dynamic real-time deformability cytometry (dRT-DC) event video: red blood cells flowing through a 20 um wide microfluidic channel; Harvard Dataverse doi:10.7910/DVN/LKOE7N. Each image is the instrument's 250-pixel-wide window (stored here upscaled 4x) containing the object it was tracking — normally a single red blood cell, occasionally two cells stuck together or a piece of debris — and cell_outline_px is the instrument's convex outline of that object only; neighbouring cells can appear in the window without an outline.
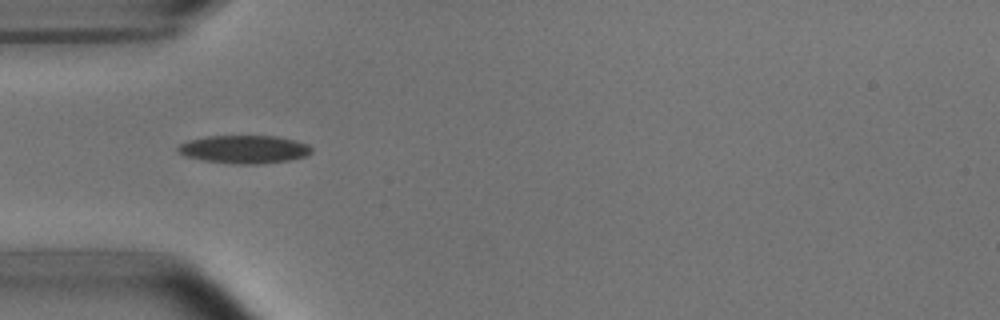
{"species": "common noctule bat (a hibernating species)", "species_latin": "Nyctalus noctula", "temperature_condition": "room temperature", "stored_images_in_passage": 9, "camera_frame_rate_fps": 3000, "um_per_image_px": 0.085, "animal": {"sex": "male", "body_mass_g": 15.6}, "frame": {"image": 1, "passage_image": 3, "time_ms": 0.667, "image_size_px": [1000, 320], "cell_outline_px": [[312, 152], [308, 156], [288, 160], [264, 164], [236, 164], [204, 160], [184, 156], [176, 148], [180, 144], [188, 140], [204, 136], [276, 136], [308, 144], [312, 148]], "centroid_in_image_um": [20.77, 12.69], "position_along_channel_um": 64.2, "area_um2": 21.91}}